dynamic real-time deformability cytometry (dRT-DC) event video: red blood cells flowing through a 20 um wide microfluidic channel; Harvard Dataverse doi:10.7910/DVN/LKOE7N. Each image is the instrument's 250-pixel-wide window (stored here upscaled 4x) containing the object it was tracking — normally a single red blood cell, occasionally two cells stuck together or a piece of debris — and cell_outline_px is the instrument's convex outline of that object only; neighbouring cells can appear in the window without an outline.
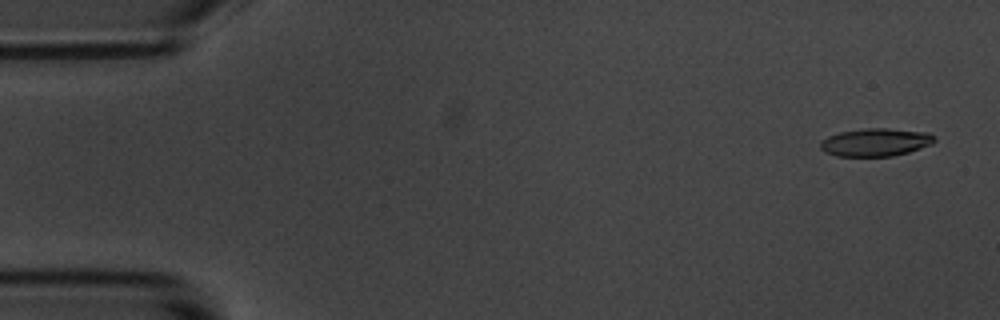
{"species": "common noctule bat (a hibernating species)", "species_latin": "Nyctalus noctula", "temperature_condition": "room temperature", "stored_images_in_passage": 5, "camera_frame_rate_fps": 3000, "um_per_image_px": 0.085, "animal": {"sex": "male", "body_mass_g": 20.1, "forearm_length_mm": 53.5}, "frame": {"image": 1, "passage_image": 1, "time_ms": 0.0, "image_size_px": [1000, 320], "cell_outline_px": [[936, 140], [932, 144], [908, 152], [892, 156], [836, 156], [824, 152], [820, 148], [820, 140], [828, 136], [840, 132], [868, 128], [888, 128], [928, 132], [936, 136]], "centroid_in_image_um": [74.43, 12.09], "position_along_channel_um": 10.6, "area_um2": 18.67}}
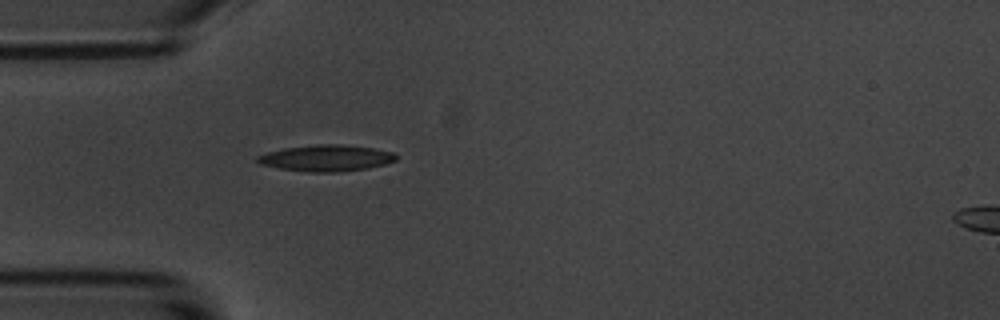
{"frame": {"image": 2, "passage_image": 5, "time_ms": 4.667, "image_size_px": [1000, 320], "cell_outline_px": [[396, 160], [384, 164], [368, 168], [340, 172], [312, 172], [280, 168], [260, 164], [256, 160], [256, 156], [268, 152], [284, 148], [316, 144], [340, 144], [372, 148], [396, 152]], "centroid_in_image_um": [27.75, 13.43], "position_along_channel_um": 57.3, "area_um2": 21.21}}